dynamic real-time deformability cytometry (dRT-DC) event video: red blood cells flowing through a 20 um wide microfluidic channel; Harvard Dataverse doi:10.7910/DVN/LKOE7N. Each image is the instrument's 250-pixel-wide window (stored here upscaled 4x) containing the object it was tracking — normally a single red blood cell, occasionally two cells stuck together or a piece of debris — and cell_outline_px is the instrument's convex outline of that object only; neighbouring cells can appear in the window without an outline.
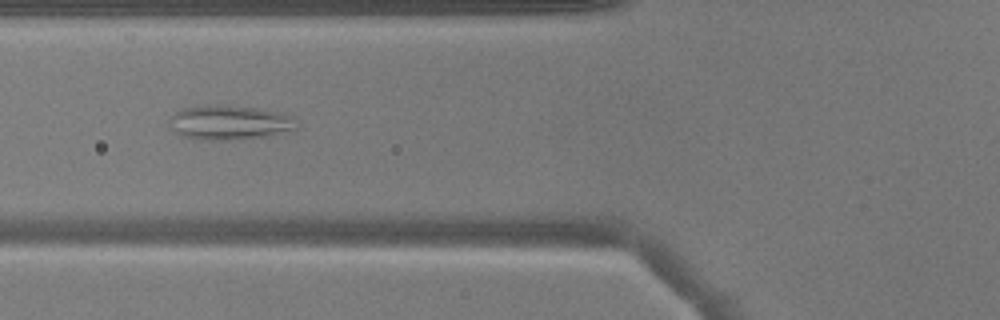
{"species": "common noctule bat (a hibernating species)", "species_latin": "Nyctalus noctula", "temperature_condition": "warm", "stored_images_in_passage": 34, "camera_frame_rate_fps": 3000, "um_per_image_px": 0.085, "animal": {"sex": "male", "body_mass_g": 17.9}, "frame": {"image": 1, "passage_image": 3, "time_ms": 0.667, "image_size_px": [1000, 320], "cell_outline_px": [[296, 128], [292, 132], [272, 136], [228, 140], [208, 140], [184, 136], [176, 132], [168, 124], [168, 120], [176, 112], [184, 108], [204, 104], [220, 104], [260, 108], [280, 112], [292, 116]], "centroid_in_image_um": [19.54, 10.4], "position_along_channel_um": 106.3, "area_um2": 25.95}}
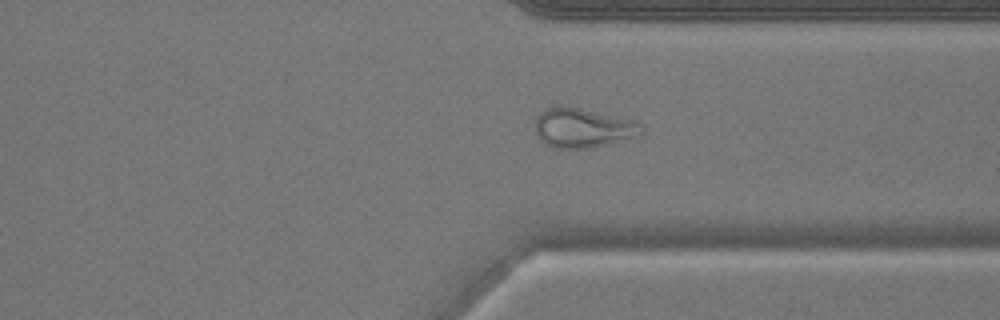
{"frame": {"image": 2, "passage_image": 22, "time_ms": 7.0, "image_size_px": [1000, 320], "cell_outline_px": [[644, 132], [640, 136], [592, 148], [552, 148], [544, 144], [536, 136], [536, 116], [544, 108], [556, 104], [564, 104], [616, 116], [632, 120], [640, 124], [644, 128]], "centroid_in_image_um": [49.51, 10.86], "position_along_channel_um": 361.9, "area_um2": 25.09}}
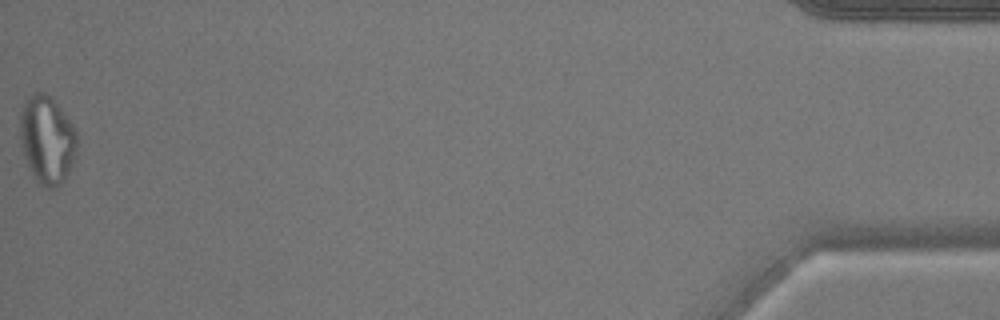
{"frame": {"image": 3, "passage_image": 34, "time_ms": 11.0, "image_size_px": [1000, 320], "cell_outline_px": [[76, 156], [64, 180], [56, 188], [48, 188], [36, 180], [28, 168], [24, 156], [20, 136], [20, 116], [24, 104], [36, 92], [44, 92], [56, 104], [72, 124], [76, 132]], "centroid_in_image_um": [4.0, 11.92], "position_along_channel_um": 431.2, "area_um2": 28.61}}